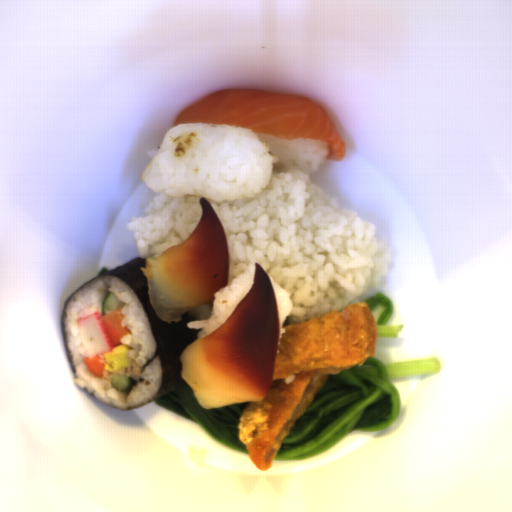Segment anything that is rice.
Returning <instances> with one entry per match:
<instances>
[{
	"instance_id": "023b6e5f",
	"label": "rice",
	"mask_w": 512,
	"mask_h": 512,
	"mask_svg": "<svg viewBox=\"0 0 512 512\" xmlns=\"http://www.w3.org/2000/svg\"><path fill=\"white\" fill-rule=\"evenodd\" d=\"M328 153L326 140H287L243 127L180 123L164 135L141 181L158 194L228 202L264 190L273 171L316 173Z\"/></svg>"
},
{
	"instance_id": "e3fd555f",
	"label": "rice",
	"mask_w": 512,
	"mask_h": 512,
	"mask_svg": "<svg viewBox=\"0 0 512 512\" xmlns=\"http://www.w3.org/2000/svg\"><path fill=\"white\" fill-rule=\"evenodd\" d=\"M269 275V274H267ZM270 280L275 292L277 311H278V324H279V338L284 335L285 329L283 327L286 318L291 314L293 307V297L291 291L280 285L277 280L270 276Z\"/></svg>"
},
{
	"instance_id": "a3056103",
	"label": "rice",
	"mask_w": 512,
	"mask_h": 512,
	"mask_svg": "<svg viewBox=\"0 0 512 512\" xmlns=\"http://www.w3.org/2000/svg\"><path fill=\"white\" fill-rule=\"evenodd\" d=\"M214 303L215 301L204 305H195L185 312L191 321L210 319L213 314Z\"/></svg>"
},
{
	"instance_id": "b023fe2a",
	"label": "rice",
	"mask_w": 512,
	"mask_h": 512,
	"mask_svg": "<svg viewBox=\"0 0 512 512\" xmlns=\"http://www.w3.org/2000/svg\"><path fill=\"white\" fill-rule=\"evenodd\" d=\"M255 273V263H252L229 285L214 293V304L209 319L190 320L187 323L188 328L197 330V340L204 335L212 334L229 318L240 300L253 287Z\"/></svg>"
},
{
	"instance_id": "652b925c",
	"label": "rice",
	"mask_w": 512,
	"mask_h": 512,
	"mask_svg": "<svg viewBox=\"0 0 512 512\" xmlns=\"http://www.w3.org/2000/svg\"><path fill=\"white\" fill-rule=\"evenodd\" d=\"M205 199L226 234V287L257 262L291 293L283 328L365 302L389 274L390 244L298 169L272 170L244 199Z\"/></svg>"
},
{
	"instance_id": "acb35da6",
	"label": "rice",
	"mask_w": 512,
	"mask_h": 512,
	"mask_svg": "<svg viewBox=\"0 0 512 512\" xmlns=\"http://www.w3.org/2000/svg\"><path fill=\"white\" fill-rule=\"evenodd\" d=\"M201 198L204 197L161 193L147 205L143 216L131 217L126 229L134 237L139 258H156L169 248L183 244L201 218Z\"/></svg>"
},
{
	"instance_id": "8eca5e8b",
	"label": "rice",
	"mask_w": 512,
	"mask_h": 512,
	"mask_svg": "<svg viewBox=\"0 0 512 512\" xmlns=\"http://www.w3.org/2000/svg\"><path fill=\"white\" fill-rule=\"evenodd\" d=\"M108 292H112L121 301L125 316L122 324L131 331L114 348L119 345L129 347L128 357L141 368L139 381L131 378L132 386L124 393L111 384V377L115 373L105 370L103 378H99L86 368L83 359L88 355L77 330L79 318L101 312V303ZM63 331L73 383L95 399L107 406L129 410L152 402L159 393L162 380L159 356L152 360L157 351V343L135 291L121 279L99 276L81 287L65 305Z\"/></svg>"
}]
</instances>
